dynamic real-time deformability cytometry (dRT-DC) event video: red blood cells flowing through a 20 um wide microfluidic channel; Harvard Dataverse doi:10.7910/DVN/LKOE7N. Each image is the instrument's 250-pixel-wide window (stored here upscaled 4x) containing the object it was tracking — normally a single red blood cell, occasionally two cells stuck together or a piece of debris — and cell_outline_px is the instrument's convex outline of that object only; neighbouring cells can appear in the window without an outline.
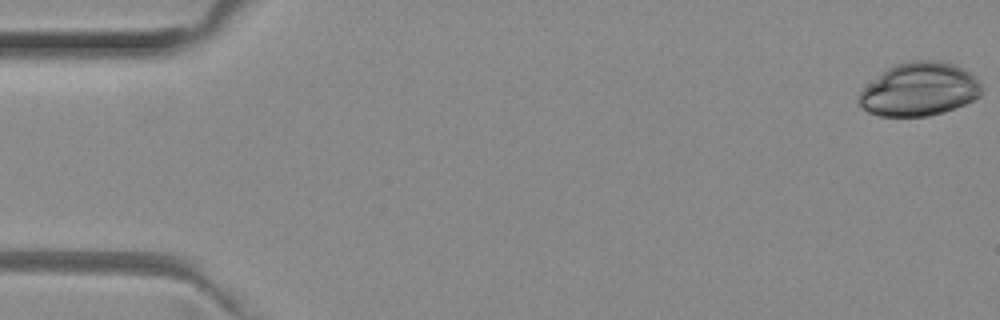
{"species": "common noctule bat (a hibernating species)", "species_latin": "Nyctalus noctula", "temperature_condition": "room temperature", "stored_images_in_passage": 48, "camera_frame_rate_fps": 3000, "um_per_image_px": 0.085, "animal": {"sex": "female", "body_mass_g": 29.2, "forearm_length_mm": 56.3}, "frame": {"image": 1, "passage_image": 1, "time_ms": 0.0, "image_size_px": [1000, 320], "cell_outline_px": [[984, 88], [980, 96], [964, 104], [944, 112], [928, 116], [880, 116], [868, 112], [856, 100], [856, 96], [868, 84], [888, 68], [896, 64], [908, 60], [940, 60], [952, 64], [968, 72], [980, 80]], "centroid_in_image_um": [78.15, 7.59], "position_along_channel_um": 6.8, "area_um2": 38.21}}
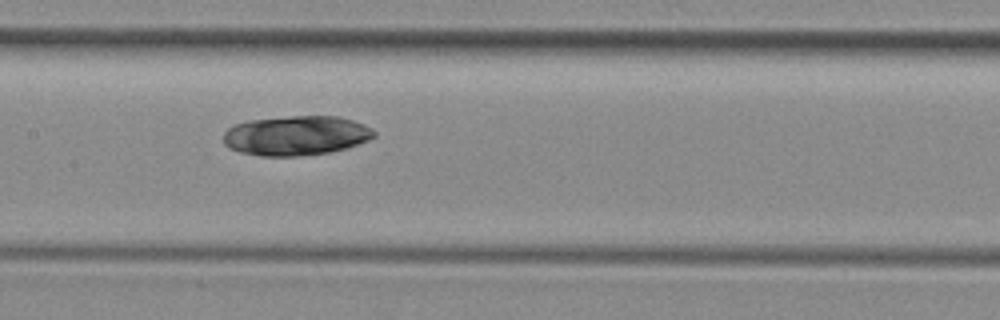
{"frame": {"image": 2, "passage_image": 25, "time_ms": 8.0, "image_size_px": [1000, 320], "cell_outline_px": [[376, 136], [368, 140], [348, 148], [328, 152], [296, 156], [260, 156], [240, 152], [228, 148], [224, 144], [224, 132], [228, 128], [236, 124], [248, 120], [292, 116], [336, 116], [352, 120], [364, 124], [372, 128], [376, 132]], "centroid_in_image_um": [25.17, 11.52], "position_along_channel_um": 182.2, "area_um2": 34.85}}
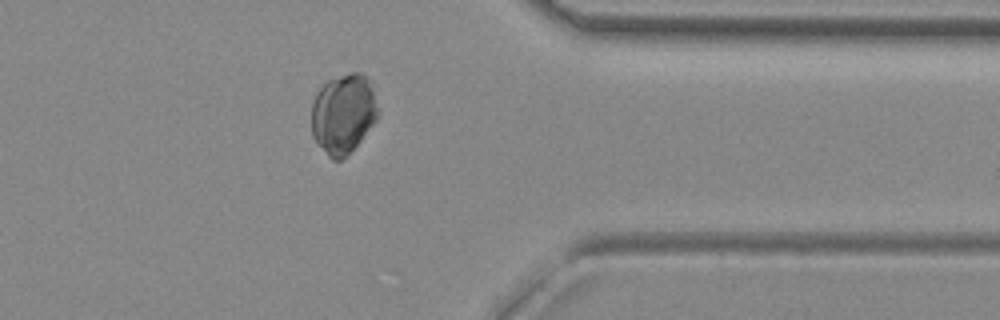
{"frame": {"image": 3, "passage_image": 41, "time_ms": 13.333, "image_size_px": [1000, 320], "cell_outline_px": [[380, 108], [376, 120], [360, 140], [340, 160], [332, 160], [328, 156], [312, 136], [312, 104], [316, 92], [328, 80], [352, 72], [360, 72], [368, 76], [372, 80]], "centroid_in_image_um": [29.22, 9.61], "position_along_channel_um": 382.2, "area_um2": 31.1}}